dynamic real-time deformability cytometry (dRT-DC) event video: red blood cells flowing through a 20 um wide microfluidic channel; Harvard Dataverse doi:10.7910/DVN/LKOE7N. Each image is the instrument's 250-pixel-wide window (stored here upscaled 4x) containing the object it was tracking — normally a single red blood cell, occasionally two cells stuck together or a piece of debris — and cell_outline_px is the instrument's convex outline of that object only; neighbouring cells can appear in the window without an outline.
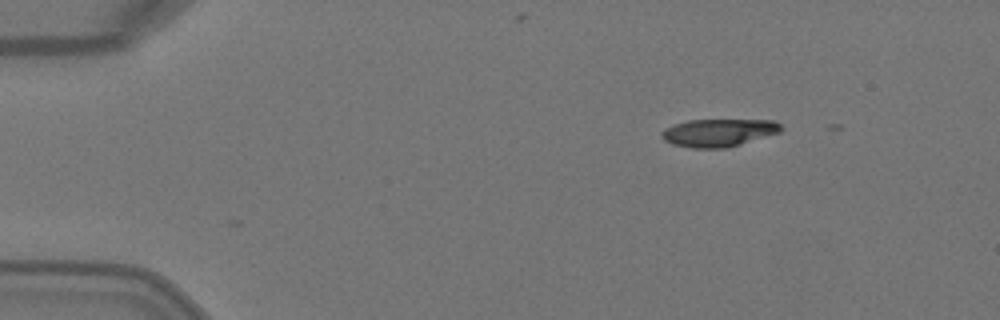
{"species": "Egyptian fruit bat (a non-hibernating species)", "species_latin": "Rousettus aegyptiacus", "temperature_condition": "warm", "stored_images_in_passage": 3, "camera_frame_rate_fps": 3000, "um_per_image_px": 0.085, "animal": {"sex": "female"}, "frame": {"image": 1, "passage_image": 1, "time_ms": 0.0, "image_size_px": [1000, 320], "cell_outline_px": [[784, 128], [780, 132], [728, 148], [692, 148], [672, 144], [664, 140], [660, 136], [660, 132], [664, 128], [672, 124], [688, 120], [776, 120]], "centroid_in_image_um": [61.06, 11.27], "position_along_channel_um": 23.9, "area_um2": 19.54}}